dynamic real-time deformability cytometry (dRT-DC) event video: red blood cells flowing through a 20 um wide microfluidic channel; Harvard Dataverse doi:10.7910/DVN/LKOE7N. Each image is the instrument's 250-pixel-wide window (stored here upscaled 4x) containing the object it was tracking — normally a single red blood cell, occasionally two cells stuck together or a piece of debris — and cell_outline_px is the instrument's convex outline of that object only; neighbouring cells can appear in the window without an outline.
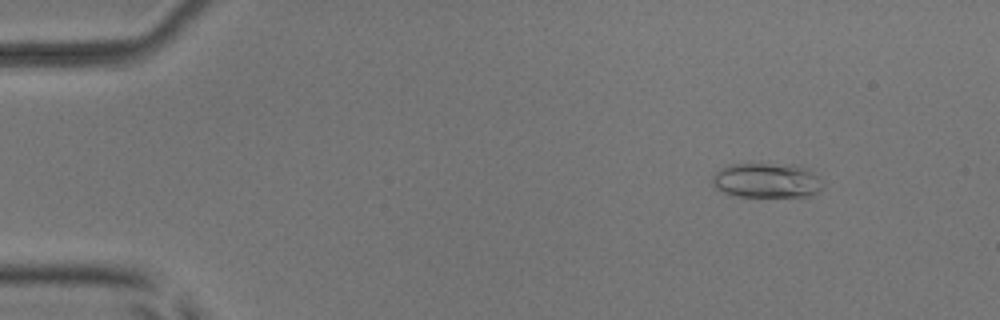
{"species": "common noctule bat (a hibernating species)", "species_latin": "Nyctalus noctula", "temperature_condition": "room temperature", "stored_images_in_passage": 5, "camera_frame_rate_fps": 3000, "um_per_image_px": 0.085, "animal": {"sex": "male", "body_mass_g": 17.9, "forearm_length_mm": 54.2}, "frame": {"image": 1, "passage_image": 2, "time_ms": 0.333, "image_size_px": [1000, 320], "cell_outline_px": [[820, 188], [812, 196], [732, 196], [716, 188], [712, 184], [712, 176], [720, 168], [728, 164], [796, 164], [808, 168], [820, 180]], "centroid_in_image_um": [65.12, 15.32], "position_along_channel_um": 19.9, "area_um2": 22.37}}